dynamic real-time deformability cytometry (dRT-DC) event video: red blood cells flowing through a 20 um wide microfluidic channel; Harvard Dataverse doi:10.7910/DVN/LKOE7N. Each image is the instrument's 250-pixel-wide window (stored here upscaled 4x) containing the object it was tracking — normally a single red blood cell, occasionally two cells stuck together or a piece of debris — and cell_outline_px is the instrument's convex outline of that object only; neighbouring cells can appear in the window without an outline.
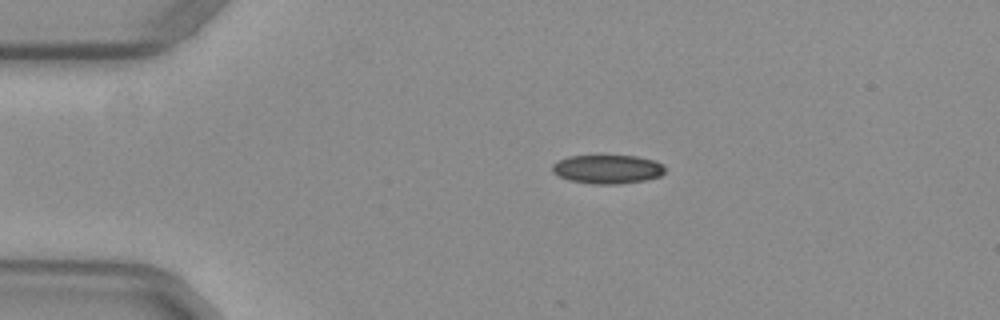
{"species": "common noctule bat (a hibernating species)", "species_latin": "Nyctalus noctula", "temperature_condition": "warm", "stored_images_in_passage": 40, "camera_frame_rate_fps": 3000, "um_per_image_px": 0.085, "animal": {"sex": "female", "body_mass_g": 29.2, "forearm_length_mm": 56.3}, "frame": {"image": 1, "passage_image": 11, "time_ms": 3.333, "image_size_px": [1000, 320], "cell_outline_px": [[664, 172], [660, 176], [644, 180], [620, 184], [592, 184], [568, 180], [552, 172], [552, 164], [556, 160], [568, 156], [636, 156], [656, 160], [664, 164]], "centroid_in_image_um": [51.63, 14.38], "position_along_channel_um": 33.4, "area_um2": 19.07}}
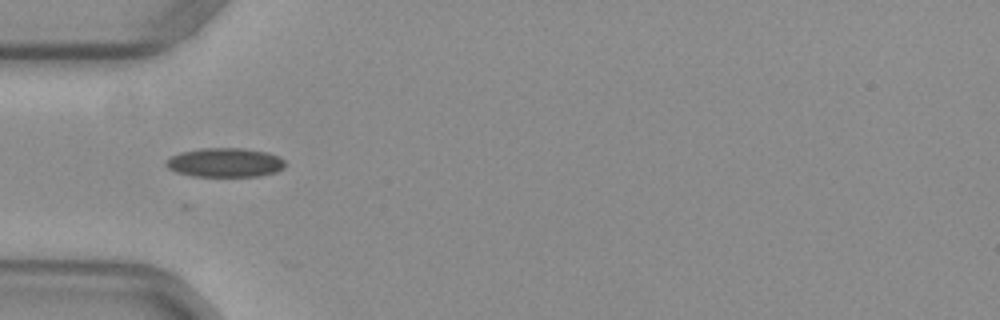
{"frame": {"image": 2, "passage_image": 17, "time_ms": 5.333, "image_size_px": [1000, 320], "cell_outline_px": [[284, 168], [276, 172], [256, 176], [192, 176], [176, 172], [168, 168], [164, 164], [172, 156], [180, 152], [200, 148], [244, 148], [268, 152], [280, 156], [284, 160]], "centroid_in_image_um": [19.14, 13.81], "position_along_channel_um": 65.9, "area_um2": 20.29}}
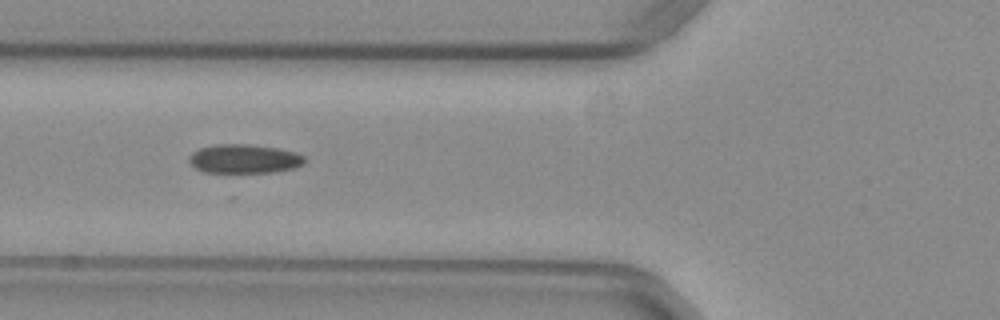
{"frame": {"image": 3, "passage_image": 20, "time_ms": 6.333, "image_size_px": [1000, 320], "cell_outline_px": [[304, 164], [296, 168], [276, 172], [204, 172], [196, 168], [188, 160], [188, 156], [192, 152], [200, 148], [216, 144], [248, 144], [276, 148], [296, 152], [304, 156]], "centroid_in_image_um": [20.77, 13.5], "position_along_channel_um": 105.0, "area_um2": 19.54}}